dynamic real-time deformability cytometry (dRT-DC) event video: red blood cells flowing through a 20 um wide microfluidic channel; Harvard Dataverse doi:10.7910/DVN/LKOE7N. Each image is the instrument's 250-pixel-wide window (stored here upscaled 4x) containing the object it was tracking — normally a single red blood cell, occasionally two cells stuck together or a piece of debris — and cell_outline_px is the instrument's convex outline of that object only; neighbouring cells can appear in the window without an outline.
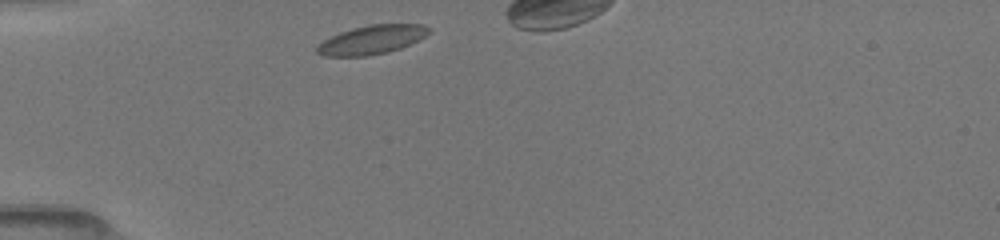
{"species": "common noctule bat (a hibernating species)", "species_latin": "Nyctalus noctula", "temperature_condition": "room temperature", "stored_images_in_passage": 28, "camera_frame_rate_fps": 3000, "um_per_image_px": 0.085, "animal": {"sex": "female", "body_mass_g": 19.5, "forearm_length_mm": 54.1}, "frame": {"image": 1, "passage_image": 1, "time_ms": 0.0, "image_size_px": [1000, 240], "cell_outline_px": [[432, 32], [400, 48], [388, 52], [368, 56], [324, 56], [316, 52], [316, 44], [340, 32], [352, 28], [372, 24], [424, 24], [432, 28]], "centroid_in_image_um": [31.6, 3.37], "position_along_channel_um": 53.4, "area_um2": 18.84}}
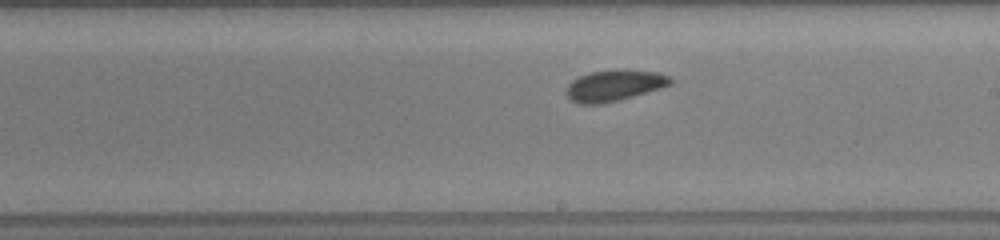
{"frame": {"image": 2, "passage_image": 16, "time_ms": 5.0, "image_size_px": [1000, 240], "cell_outline_px": [[672, 84], [660, 88], [620, 100], [600, 104], [580, 104], [572, 100], [564, 92], [564, 88], [572, 80], [588, 72], [624, 68], [656, 72], [668, 76], [672, 80]], "centroid_in_image_um": [52.18, 7.25], "position_along_channel_um": 236.8, "area_um2": 19.13}}
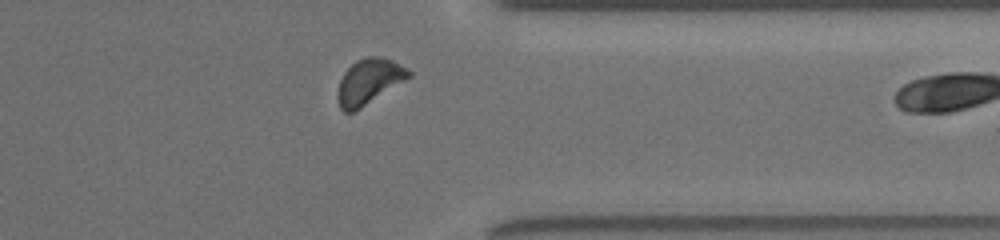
{"frame": {"image": 3, "passage_image": 27, "time_ms": 8.667, "image_size_px": [1000, 240], "cell_outline_px": [[412, 76], [360, 108], [352, 112], [344, 112], [340, 108], [336, 96], [336, 92], [340, 80], [344, 72], [356, 60], [368, 56], [380, 56], [392, 60], [408, 68], [412, 72]], "centroid_in_image_um": [31.36, 6.91], "position_along_channel_um": 380.0, "area_um2": 18.79}}